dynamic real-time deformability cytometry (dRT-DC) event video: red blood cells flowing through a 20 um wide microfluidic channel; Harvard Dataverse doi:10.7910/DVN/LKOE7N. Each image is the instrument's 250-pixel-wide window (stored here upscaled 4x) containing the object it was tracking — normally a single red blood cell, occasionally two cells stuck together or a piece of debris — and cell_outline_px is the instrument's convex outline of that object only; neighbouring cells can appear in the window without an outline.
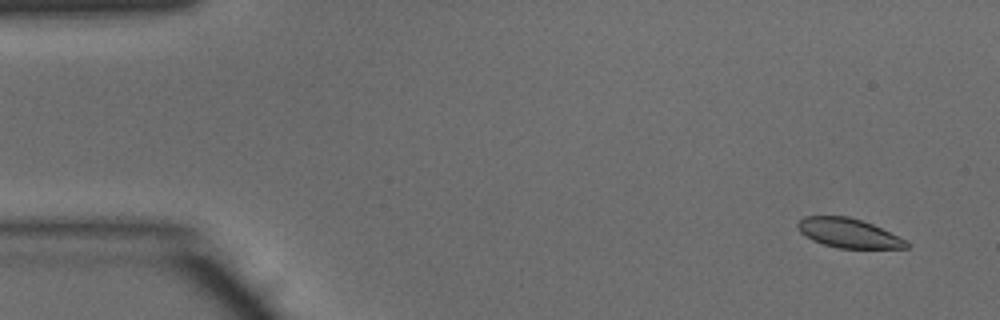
{"species": "common noctule bat (a hibernating species)", "species_latin": "Nyctalus noctula", "temperature_condition": "warm", "stored_images_in_passage": 48, "camera_frame_rate_fps": 3000, "um_per_image_px": 0.085, "animal": {"sex": "male", "body_mass_g": 15.6}, "frame": {"image": 1, "passage_image": 2, "time_ms": 0.333, "image_size_px": [1000, 320], "cell_outline_px": [[908, 248], [836, 248], [812, 240], [804, 236], [800, 232], [796, 224], [804, 216], [848, 216], [872, 224], [908, 240]], "centroid_in_image_um": [72.11, 19.81], "position_along_channel_um": 12.9, "area_um2": 18.55}}
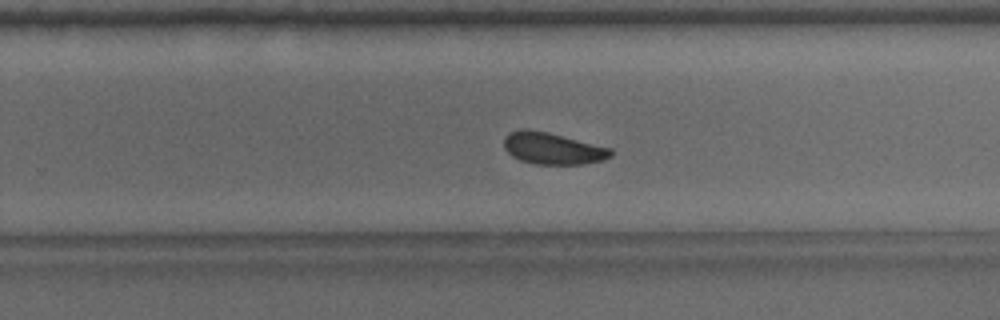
{"frame": {"image": 2, "passage_image": 30, "time_ms": 9.667, "image_size_px": [1000, 320], "cell_outline_px": [[612, 156], [604, 160], [584, 164], [536, 164], [520, 160], [512, 156], [504, 148], [504, 136], [508, 132], [520, 128], [528, 128], [548, 132], [612, 148]], "centroid_in_image_um": [46.96, 12.6], "position_along_channel_um": 282.8, "area_um2": 20.0}}
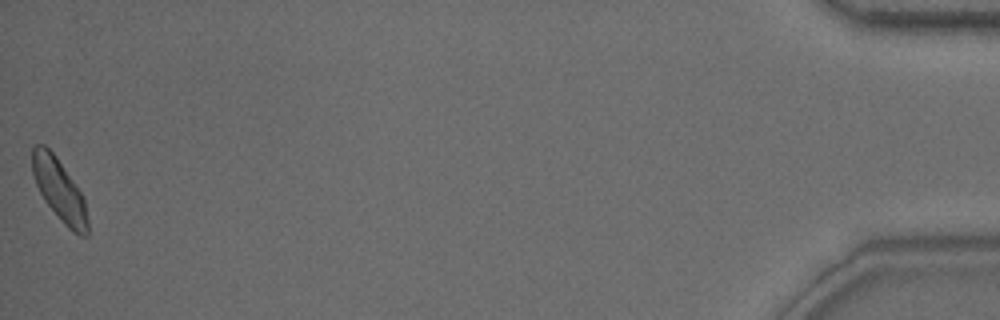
{"frame": {"image": 3, "passage_image": 48, "time_ms": 15.667, "image_size_px": [1000, 320], "cell_outline_px": [[88, 236], [80, 236], [72, 232], [64, 224], [44, 200], [36, 184], [32, 172], [32, 148], [36, 144], [44, 144], [56, 156], [80, 192], [84, 200], [88, 220]], "centroid_in_image_um": [5.04, 16.16], "position_along_channel_um": 430.2, "area_um2": 19.77}, "authors_computed_cell_mechanics": {"area_um2": 19.9121, "velocity_mm_per_s": 4.0975, "shape_relaxation_time_tau1_ms": 2.914, "shape_relaxation_time_tau2_ms": 3.4477, "deformation_change_tau1": 0.0915, "deformation_change_tau2": 0.0752}}